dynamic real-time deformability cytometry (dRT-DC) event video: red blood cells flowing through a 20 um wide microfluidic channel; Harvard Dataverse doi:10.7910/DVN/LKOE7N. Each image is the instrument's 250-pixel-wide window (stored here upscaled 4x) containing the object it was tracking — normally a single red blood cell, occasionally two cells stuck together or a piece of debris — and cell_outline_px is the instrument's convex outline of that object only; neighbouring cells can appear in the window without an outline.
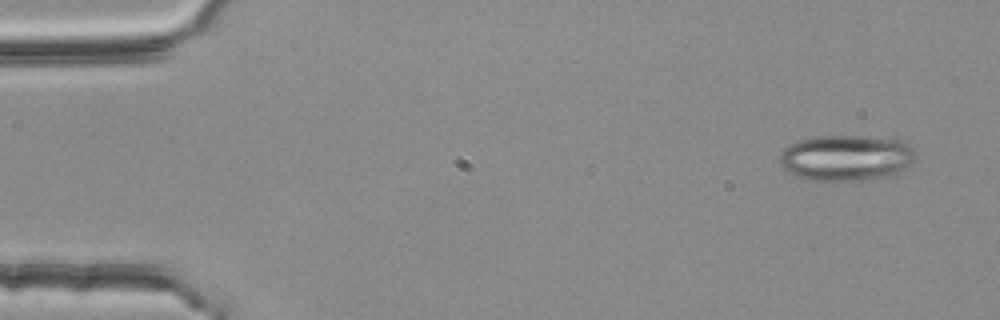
{"species": "common noctule bat (a hibernating species)", "species_latin": "Nyctalus noctula", "temperature_condition": "room temperature", "stored_images_in_passage": 3, "camera_frame_rate_fps": 3000, "um_per_image_px": 0.085, "animal": {"sex": "female", "body_mass_g": 25.1}, "frame": {"image": 1, "passage_image": 1, "time_ms": 0.0, "image_size_px": [1000, 320], "cell_outline_px": [[916, 156], [904, 168], [892, 176], [876, 180], [812, 180], [788, 172], [780, 164], [780, 156], [784, 148], [788, 144], [796, 140], [816, 136], [864, 136], [904, 140], [916, 152]], "centroid_in_image_um": [71.94, 13.4], "position_along_channel_um": 13.1, "area_um2": 36.53}}